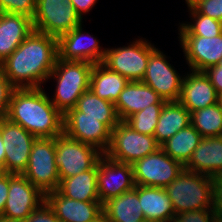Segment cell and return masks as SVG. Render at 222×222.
I'll use <instances>...</instances> for the list:
<instances>
[{"mask_svg":"<svg viewBox=\"0 0 222 222\" xmlns=\"http://www.w3.org/2000/svg\"><path fill=\"white\" fill-rule=\"evenodd\" d=\"M68 111H80L82 116L99 118V121L104 123L110 130L120 122L115 104L101 99L91 90L85 91L78 99L75 107Z\"/></svg>","mask_w":222,"mask_h":222,"instance_id":"83f0119b","label":"cell"},{"mask_svg":"<svg viewBox=\"0 0 222 222\" xmlns=\"http://www.w3.org/2000/svg\"><path fill=\"white\" fill-rule=\"evenodd\" d=\"M204 73L210 79L218 95L222 94V67L218 65L207 68Z\"/></svg>","mask_w":222,"mask_h":222,"instance_id":"f35d334b","label":"cell"},{"mask_svg":"<svg viewBox=\"0 0 222 222\" xmlns=\"http://www.w3.org/2000/svg\"><path fill=\"white\" fill-rule=\"evenodd\" d=\"M158 93L142 81H130L114 103L120 121L149 107L152 104H165Z\"/></svg>","mask_w":222,"mask_h":222,"instance_id":"ffe728a7","label":"cell"},{"mask_svg":"<svg viewBox=\"0 0 222 222\" xmlns=\"http://www.w3.org/2000/svg\"><path fill=\"white\" fill-rule=\"evenodd\" d=\"M138 197L143 218L149 222H171L175 210L164 188L139 186Z\"/></svg>","mask_w":222,"mask_h":222,"instance_id":"603a6c76","label":"cell"},{"mask_svg":"<svg viewBox=\"0 0 222 222\" xmlns=\"http://www.w3.org/2000/svg\"><path fill=\"white\" fill-rule=\"evenodd\" d=\"M190 124V112L179 101L166 102L160 112L154 137L161 146Z\"/></svg>","mask_w":222,"mask_h":222,"instance_id":"4316f807","label":"cell"},{"mask_svg":"<svg viewBox=\"0 0 222 222\" xmlns=\"http://www.w3.org/2000/svg\"><path fill=\"white\" fill-rule=\"evenodd\" d=\"M36 138H56L63 134L64 115L39 88H14L5 116Z\"/></svg>","mask_w":222,"mask_h":222,"instance_id":"7a4b0ae2","label":"cell"},{"mask_svg":"<svg viewBox=\"0 0 222 222\" xmlns=\"http://www.w3.org/2000/svg\"><path fill=\"white\" fill-rule=\"evenodd\" d=\"M190 72L184 75L179 102L190 113L218 103L219 95L204 71Z\"/></svg>","mask_w":222,"mask_h":222,"instance_id":"d6986e66","label":"cell"},{"mask_svg":"<svg viewBox=\"0 0 222 222\" xmlns=\"http://www.w3.org/2000/svg\"><path fill=\"white\" fill-rule=\"evenodd\" d=\"M181 48L190 70L205 71L222 58V34L211 38L179 36Z\"/></svg>","mask_w":222,"mask_h":222,"instance_id":"ac0fdd59","label":"cell"},{"mask_svg":"<svg viewBox=\"0 0 222 222\" xmlns=\"http://www.w3.org/2000/svg\"><path fill=\"white\" fill-rule=\"evenodd\" d=\"M159 148L154 136L141 134L120 121L111 130L110 145L104 155L120 163L133 164Z\"/></svg>","mask_w":222,"mask_h":222,"instance_id":"5b68a950","label":"cell"},{"mask_svg":"<svg viewBox=\"0 0 222 222\" xmlns=\"http://www.w3.org/2000/svg\"><path fill=\"white\" fill-rule=\"evenodd\" d=\"M193 23H182L179 26L180 36H202L211 38L222 34V22L198 13L187 1Z\"/></svg>","mask_w":222,"mask_h":222,"instance_id":"4dcf8cb0","label":"cell"},{"mask_svg":"<svg viewBox=\"0 0 222 222\" xmlns=\"http://www.w3.org/2000/svg\"><path fill=\"white\" fill-rule=\"evenodd\" d=\"M213 184V211L222 218V175L212 177Z\"/></svg>","mask_w":222,"mask_h":222,"instance_id":"74e56055","label":"cell"},{"mask_svg":"<svg viewBox=\"0 0 222 222\" xmlns=\"http://www.w3.org/2000/svg\"><path fill=\"white\" fill-rule=\"evenodd\" d=\"M0 133L5 149L4 172L23 174L28 166L32 144L36 137L6 117L0 118Z\"/></svg>","mask_w":222,"mask_h":222,"instance_id":"8fae6325","label":"cell"},{"mask_svg":"<svg viewBox=\"0 0 222 222\" xmlns=\"http://www.w3.org/2000/svg\"><path fill=\"white\" fill-rule=\"evenodd\" d=\"M105 222H134L143 218L138 197V185L103 204Z\"/></svg>","mask_w":222,"mask_h":222,"instance_id":"cb8c5ba5","label":"cell"},{"mask_svg":"<svg viewBox=\"0 0 222 222\" xmlns=\"http://www.w3.org/2000/svg\"><path fill=\"white\" fill-rule=\"evenodd\" d=\"M45 202V194L23 174L9 173V191L2 216L24 220Z\"/></svg>","mask_w":222,"mask_h":222,"instance_id":"4fadbf2b","label":"cell"},{"mask_svg":"<svg viewBox=\"0 0 222 222\" xmlns=\"http://www.w3.org/2000/svg\"><path fill=\"white\" fill-rule=\"evenodd\" d=\"M198 13L222 22V0H185Z\"/></svg>","mask_w":222,"mask_h":222,"instance_id":"836d02e7","label":"cell"},{"mask_svg":"<svg viewBox=\"0 0 222 222\" xmlns=\"http://www.w3.org/2000/svg\"><path fill=\"white\" fill-rule=\"evenodd\" d=\"M97 0H71L76 13L83 19V13L89 12L95 6Z\"/></svg>","mask_w":222,"mask_h":222,"instance_id":"60d3db41","label":"cell"},{"mask_svg":"<svg viewBox=\"0 0 222 222\" xmlns=\"http://www.w3.org/2000/svg\"><path fill=\"white\" fill-rule=\"evenodd\" d=\"M163 106L164 104L149 105V107L128 117L124 122L141 134L154 136L155 127Z\"/></svg>","mask_w":222,"mask_h":222,"instance_id":"1f68e13d","label":"cell"},{"mask_svg":"<svg viewBox=\"0 0 222 222\" xmlns=\"http://www.w3.org/2000/svg\"><path fill=\"white\" fill-rule=\"evenodd\" d=\"M55 151L60 180L91 170L103 155L96 147L71 139L64 133L55 138Z\"/></svg>","mask_w":222,"mask_h":222,"instance_id":"8992f818","label":"cell"},{"mask_svg":"<svg viewBox=\"0 0 222 222\" xmlns=\"http://www.w3.org/2000/svg\"><path fill=\"white\" fill-rule=\"evenodd\" d=\"M211 222H222V218H219L218 216L214 215Z\"/></svg>","mask_w":222,"mask_h":222,"instance_id":"ee69618b","label":"cell"},{"mask_svg":"<svg viewBox=\"0 0 222 222\" xmlns=\"http://www.w3.org/2000/svg\"><path fill=\"white\" fill-rule=\"evenodd\" d=\"M23 222H61L51 207L43 202Z\"/></svg>","mask_w":222,"mask_h":222,"instance_id":"d590c367","label":"cell"},{"mask_svg":"<svg viewBox=\"0 0 222 222\" xmlns=\"http://www.w3.org/2000/svg\"><path fill=\"white\" fill-rule=\"evenodd\" d=\"M134 222H149V221H147L146 219L142 218L141 220H139V221H134Z\"/></svg>","mask_w":222,"mask_h":222,"instance_id":"bcb514c9","label":"cell"},{"mask_svg":"<svg viewBox=\"0 0 222 222\" xmlns=\"http://www.w3.org/2000/svg\"><path fill=\"white\" fill-rule=\"evenodd\" d=\"M83 31L81 24L57 39L58 59L92 64L103 62L106 49H101L96 37Z\"/></svg>","mask_w":222,"mask_h":222,"instance_id":"2e32d148","label":"cell"},{"mask_svg":"<svg viewBox=\"0 0 222 222\" xmlns=\"http://www.w3.org/2000/svg\"><path fill=\"white\" fill-rule=\"evenodd\" d=\"M71 0H37L33 30L59 38L82 24Z\"/></svg>","mask_w":222,"mask_h":222,"instance_id":"52a82bcc","label":"cell"},{"mask_svg":"<svg viewBox=\"0 0 222 222\" xmlns=\"http://www.w3.org/2000/svg\"><path fill=\"white\" fill-rule=\"evenodd\" d=\"M214 215L213 208L199 209L175 214L171 222H211Z\"/></svg>","mask_w":222,"mask_h":222,"instance_id":"e575fe53","label":"cell"},{"mask_svg":"<svg viewBox=\"0 0 222 222\" xmlns=\"http://www.w3.org/2000/svg\"><path fill=\"white\" fill-rule=\"evenodd\" d=\"M55 138H36L23 175L44 194L57 190L59 173L55 165Z\"/></svg>","mask_w":222,"mask_h":222,"instance_id":"ba28073f","label":"cell"},{"mask_svg":"<svg viewBox=\"0 0 222 222\" xmlns=\"http://www.w3.org/2000/svg\"><path fill=\"white\" fill-rule=\"evenodd\" d=\"M135 185L165 188L184 166L161 148L132 164Z\"/></svg>","mask_w":222,"mask_h":222,"instance_id":"30bf717a","label":"cell"},{"mask_svg":"<svg viewBox=\"0 0 222 222\" xmlns=\"http://www.w3.org/2000/svg\"><path fill=\"white\" fill-rule=\"evenodd\" d=\"M94 64L87 61H66L58 59L50 73L56 80L55 95L50 98L55 107L64 115L75 107L80 96L90 85V75Z\"/></svg>","mask_w":222,"mask_h":222,"instance_id":"3957f363","label":"cell"},{"mask_svg":"<svg viewBox=\"0 0 222 222\" xmlns=\"http://www.w3.org/2000/svg\"><path fill=\"white\" fill-rule=\"evenodd\" d=\"M156 47L145 39H136L128 46L105 48L103 64L129 81H141L145 74L149 54Z\"/></svg>","mask_w":222,"mask_h":222,"instance_id":"9c48e42d","label":"cell"},{"mask_svg":"<svg viewBox=\"0 0 222 222\" xmlns=\"http://www.w3.org/2000/svg\"><path fill=\"white\" fill-rule=\"evenodd\" d=\"M98 222H105V220H104V218H102L100 221H98Z\"/></svg>","mask_w":222,"mask_h":222,"instance_id":"c3c4849f","label":"cell"},{"mask_svg":"<svg viewBox=\"0 0 222 222\" xmlns=\"http://www.w3.org/2000/svg\"><path fill=\"white\" fill-rule=\"evenodd\" d=\"M45 201L61 222H98L103 218V204L100 201L74 200L57 190L47 192Z\"/></svg>","mask_w":222,"mask_h":222,"instance_id":"e0dca14e","label":"cell"},{"mask_svg":"<svg viewBox=\"0 0 222 222\" xmlns=\"http://www.w3.org/2000/svg\"><path fill=\"white\" fill-rule=\"evenodd\" d=\"M13 89L14 87L0 69V118L6 116Z\"/></svg>","mask_w":222,"mask_h":222,"instance_id":"8d00e7d4","label":"cell"},{"mask_svg":"<svg viewBox=\"0 0 222 222\" xmlns=\"http://www.w3.org/2000/svg\"><path fill=\"white\" fill-rule=\"evenodd\" d=\"M190 120L203 138L222 136V108L219 102L190 113Z\"/></svg>","mask_w":222,"mask_h":222,"instance_id":"f546056e","label":"cell"},{"mask_svg":"<svg viewBox=\"0 0 222 222\" xmlns=\"http://www.w3.org/2000/svg\"><path fill=\"white\" fill-rule=\"evenodd\" d=\"M32 31V19L29 17L15 13H0V64Z\"/></svg>","mask_w":222,"mask_h":222,"instance_id":"44dd1931","label":"cell"},{"mask_svg":"<svg viewBox=\"0 0 222 222\" xmlns=\"http://www.w3.org/2000/svg\"><path fill=\"white\" fill-rule=\"evenodd\" d=\"M218 102H219V104H220V106H221V108H222V94H221V95H219Z\"/></svg>","mask_w":222,"mask_h":222,"instance_id":"f6af8a7d","label":"cell"},{"mask_svg":"<svg viewBox=\"0 0 222 222\" xmlns=\"http://www.w3.org/2000/svg\"><path fill=\"white\" fill-rule=\"evenodd\" d=\"M57 58V38L33 30L0 69L14 88H39L48 80Z\"/></svg>","mask_w":222,"mask_h":222,"instance_id":"6da1fadb","label":"cell"},{"mask_svg":"<svg viewBox=\"0 0 222 222\" xmlns=\"http://www.w3.org/2000/svg\"><path fill=\"white\" fill-rule=\"evenodd\" d=\"M219 67H222V58L221 60L219 61V63L217 64Z\"/></svg>","mask_w":222,"mask_h":222,"instance_id":"7dc6e473","label":"cell"},{"mask_svg":"<svg viewBox=\"0 0 222 222\" xmlns=\"http://www.w3.org/2000/svg\"><path fill=\"white\" fill-rule=\"evenodd\" d=\"M175 214L213 208L212 177L185 168L164 188Z\"/></svg>","mask_w":222,"mask_h":222,"instance_id":"277c9868","label":"cell"},{"mask_svg":"<svg viewBox=\"0 0 222 222\" xmlns=\"http://www.w3.org/2000/svg\"><path fill=\"white\" fill-rule=\"evenodd\" d=\"M129 82L124 76L100 62L92 68L89 90L101 99L115 103Z\"/></svg>","mask_w":222,"mask_h":222,"instance_id":"d4e9b609","label":"cell"},{"mask_svg":"<svg viewBox=\"0 0 222 222\" xmlns=\"http://www.w3.org/2000/svg\"><path fill=\"white\" fill-rule=\"evenodd\" d=\"M202 138V135L190 124L169 138L160 148L172 159L185 166Z\"/></svg>","mask_w":222,"mask_h":222,"instance_id":"f1b7e54d","label":"cell"},{"mask_svg":"<svg viewBox=\"0 0 222 222\" xmlns=\"http://www.w3.org/2000/svg\"><path fill=\"white\" fill-rule=\"evenodd\" d=\"M184 168L210 177L222 175V136L202 138Z\"/></svg>","mask_w":222,"mask_h":222,"instance_id":"7402d4cb","label":"cell"},{"mask_svg":"<svg viewBox=\"0 0 222 222\" xmlns=\"http://www.w3.org/2000/svg\"><path fill=\"white\" fill-rule=\"evenodd\" d=\"M37 0H0V13L22 14L33 19Z\"/></svg>","mask_w":222,"mask_h":222,"instance_id":"d6a6232c","label":"cell"},{"mask_svg":"<svg viewBox=\"0 0 222 222\" xmlns=\"http://www.w3.org/2000/svg\"><path fill=\"white\" fill-rule=\"evenodd\" d=\"M4 165H5V149L3 145V141L1 138V133H0V170L1 172H4Z\"/></svg>","mask_w":222,"mask_h":222,"instance_id":"b9f144b4","label":"cell"},{"mask_svg":"<svg viewBox=\"0 0 222 222\" xmlns=\"http://www.w3.org/2000/svg\"><path fill=\"white\" fill-rule=\"evenodd\" d=\"M9 191V173L0 172V216L4 211V206Z\"/></svg>","mask_w":222,"mask_h":222,"instance_id":"ab89813d","label":"cell"},{"mask_svg":"<svg viewBox=\"0 0 222 222\" xmlns=\"http://www.w3.org/2000/svg\"><path fill=\"white\" fill-rule=\"evenodd\" d=\"M98 197L104 204L135 187L132 164L114 161L104 154L98 160Z\"/></svg>","mask_w":222,"mask_h":222,"instance_id":"9a60e30c","label":"cell"},{"mask_svg":"<svg viewBox=\"0 0 222 222\" xmlns=\"http://www.w3.org/2000/svg\"><path fill=\"white\" fill-rule=\"evenodd\" d=\"M98 162L91 169L73 177L61 179L57 191L65 197L78 201H100L98 197Z\"/></svg>","mask_w":222,"mask_h":222,"instance_id":"484cf974","label":"cell"},{"mask_svg":"<svg viewBox=\"0 0 222 222\" xmlns=\"http://www.w3.org/2000/svg\"><path fill=\"white\" fill-rule=\"evenodd\" d=\"M167 56L155 48L149 54V60L143 83L151 87L166 102L179 101L184 76L167 61Z\"/></svg>","mask_w":222,"mask_h":222,"instance_id":"7c38bea8","label":"cell"},{"mask_svg":"<svg viewBox=\"0 0 222 222\" xmlns=\"http://www.w3.org/2000/svg\"><path fill=\"white\" fill-rule=\"evenodd\" d=\"M63 133L71 139L96 147L103 154L111 141V130L99 118L82 116L80 111H67L64 114Z\"/></svg>","mask_w":222,"mask_h":222,"instance_id":"5bb4252c","label":"cell"},{"mask_svg":"<svg viewBox=\"0 0 222 222\" xmlns=\"http://www.w3.org/2000/svg\"><path fill=\"white\" fill-rule=\"evenodd\" d=\"M0 222H23V220H11L9 218L0 216Z\"/></svg>","mask_w":222,"mask_h":222,"instance_id":"7bdbcfd3","label":"cell"}]
</instances>
